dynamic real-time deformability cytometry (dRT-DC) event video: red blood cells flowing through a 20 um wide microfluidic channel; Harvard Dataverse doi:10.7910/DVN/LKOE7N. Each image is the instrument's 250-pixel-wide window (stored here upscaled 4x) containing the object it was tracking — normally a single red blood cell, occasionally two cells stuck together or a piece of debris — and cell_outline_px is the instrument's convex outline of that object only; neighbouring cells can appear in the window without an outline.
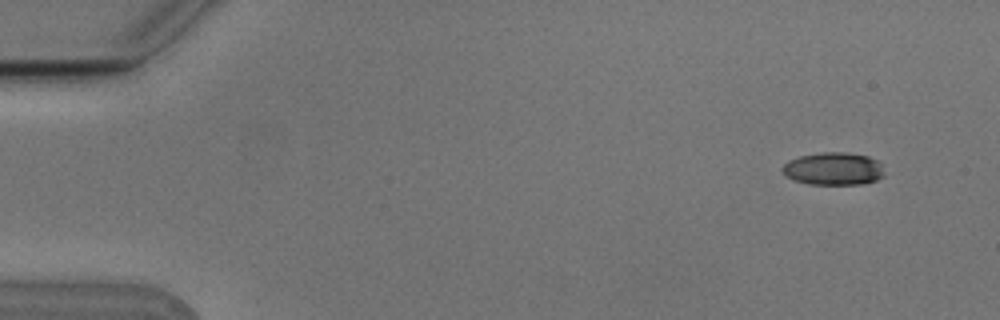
{"species": "Egyptian fruit bat (a non-hibernating species)", "species_latin": "Rousettus aegyptiacus", "temperature_condition": "cold", "stored_images_in_passage": 8, "camera_frame_rate_fps": 3000, "um_per_image_px": 0.085, "animal": {"sex": "male"}, "frame": {"image": 1, "passage_image": 1, "time_ms": 0.0, "image_size_px": [1000, 320], "cell_outline_px": [[884, 176], [876, 180], [860, 184], [808, 184], [796, 180], [788, 176], [780, 168], [788, 160], [800, 156], [820, 152], [844, 152], [868, 156], [876, 160], [880, 164], [884, 172]], "centroid_in_image_um": [70.84, 14.33], "position_along_channel_um": 14.2, "area_um2": 19.31}}
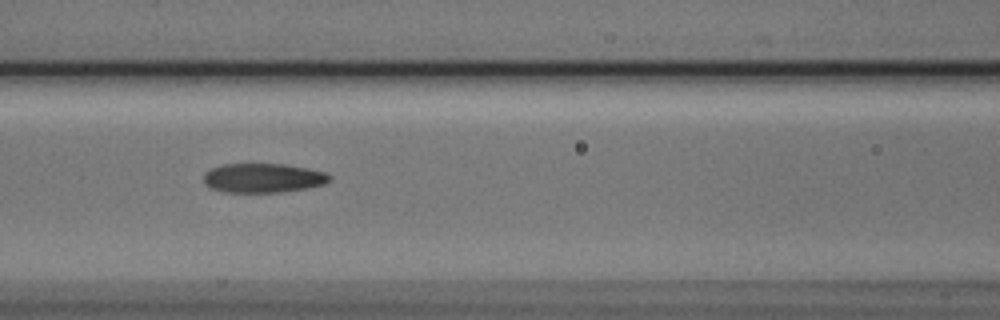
{"frame": {"image": 2, "passage_image": 7, "time_ms": 2.0, "image_size_px": [1000, 320], "cell_outline_px": [[332, 180], [324, 184], [308, 188], [284, 192], [224, 192], [212, 188], [204, 184], [204, 172], [220, 164], [284, 164], [308, 168], [324, 172], [332, 176]], "centroid_in_image_um": [22.38, 15.13], "position_along_channel_um": 144.2, "area_um2": 21.68}}
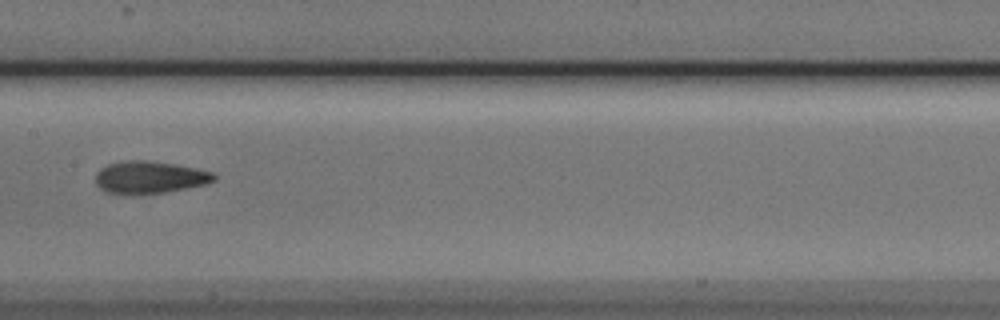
{"frame": {"image": 3, "passage_image": 8, "time_ms": 2.333, "image_size_px": [1000, 320], "cell_outline_px": [[216, 180], [204, 184], [164, 192], [132, 196], [124, 196], [108, 192], [100, 188], [96, 184], [96, 172], [100, 168], [108, 164], [128, 160], [148, 160], [176, 164], [196, 168], [212, 172], [216, 176]], "centroid_in_image_um": [12.67, 15.08], "position_along_channel_um": 194.7, "area_um2": 22.6}}